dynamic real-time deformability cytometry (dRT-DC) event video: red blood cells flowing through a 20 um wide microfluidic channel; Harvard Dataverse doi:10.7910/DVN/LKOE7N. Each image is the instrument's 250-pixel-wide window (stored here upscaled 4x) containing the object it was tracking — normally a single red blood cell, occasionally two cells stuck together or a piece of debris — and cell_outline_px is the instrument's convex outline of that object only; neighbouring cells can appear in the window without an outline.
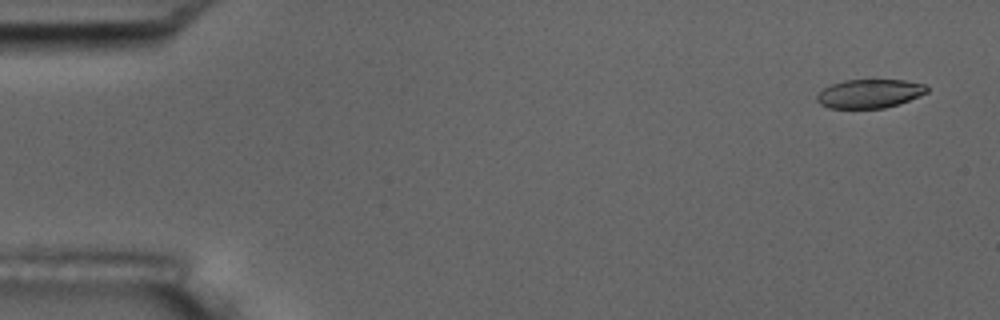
{"species": "common noctule bat (a hibernating species)", "species_latin": "Nyctalus noctula", "temperature_condition": "room temperature", "stored_images_in_passage": 5, "camera_frame_rate_fps": 3000, "um_per_image_px": 0.085, "animal": {"sex": "male", "body_mass_g": 17.5, "forearm_length_mm": 52.3}, "frame": {"image": 1, "passage_image": 1, "time_ms": 0.0, "image_size_px": [1000, 320], "cell_outline_px": [[928, 92], [908, 100], [884, 108], [828, 108], [820, 104], [816, 100], [816, 96], [824, 88], [832, 84], [844, 80], [904, 80], [924, 84], [928, 88]], "centroid_in_image_um": [73.89, 7.95], "position_along_channel_um": 11.1, "area_um2": 18.26}}
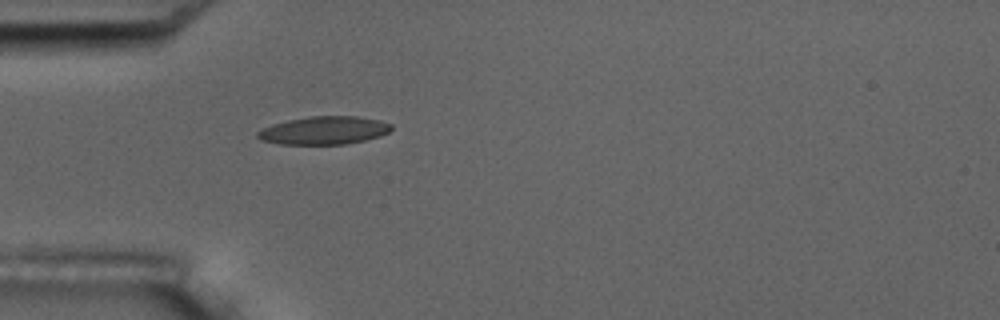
{"frame": {"image": 2, "passage_image": 5, "time_ms": 4.667, "image_size_px": [1000, 320], "cell_outline_px": [[392, 128], [388, 132], [380, 136], [364, 140], [344, 144], [280, 144], [260, 140], [256, 136], [256, 132], [272, 124], [288, 120], [312, 116], [356, 116], [380, 120], [392, 124]], "centroid_in_image_um": [27.54, 11.08], "position_along_channel_um": 57.5, "area_um2": 21.79}}